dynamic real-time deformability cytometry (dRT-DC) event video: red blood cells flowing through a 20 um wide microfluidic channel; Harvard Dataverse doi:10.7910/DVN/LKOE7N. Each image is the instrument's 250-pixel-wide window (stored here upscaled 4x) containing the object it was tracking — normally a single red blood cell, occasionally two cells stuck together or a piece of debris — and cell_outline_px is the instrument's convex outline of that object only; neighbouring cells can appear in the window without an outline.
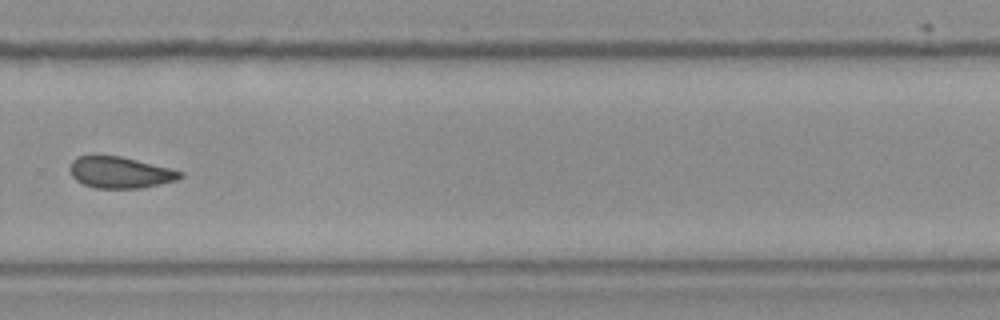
{"species": "Egyptian fruit bat (a non-hibernating species)", "species_latin": "Rousettus aegyptiacus", "temperature_condition": "room temperature", "stored_images_in_passage": 27, "camera_frame_rate_fps": 3000, "um_per_image_px": 0.085, "frame": {"image": 1, "passage_image": 16, "time_ms": 5.0, "image_size_px": [1000, 320], "cell_outline_px": [[184, 176], [176, 180], [160, 184], [140, 188], [96, 188], [84, 184], [76, 180], [72, 176], [72, 160], [76, 156], [92, 152], [120, 156], [184, 172]], "centroid_in_image_um": [10.16, 14.62], "position_along_channel_um": 319.6, "area_um2": 20.4}}